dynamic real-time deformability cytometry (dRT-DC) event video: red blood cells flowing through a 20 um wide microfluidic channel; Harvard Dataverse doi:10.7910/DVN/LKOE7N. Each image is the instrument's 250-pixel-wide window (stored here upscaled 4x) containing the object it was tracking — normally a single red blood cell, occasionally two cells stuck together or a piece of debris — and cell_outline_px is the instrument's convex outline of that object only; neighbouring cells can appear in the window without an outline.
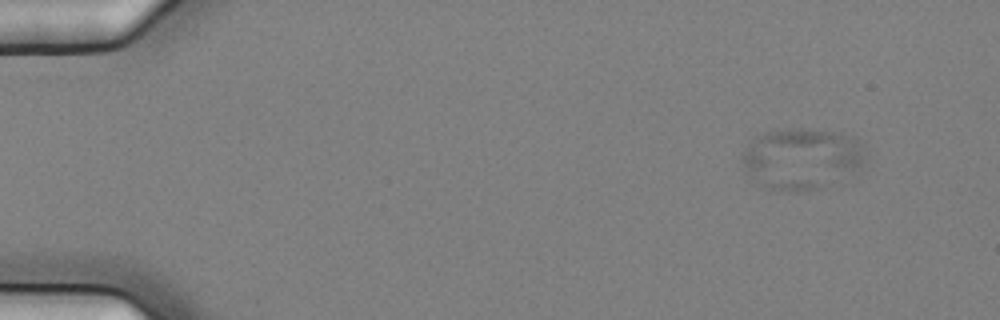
{"species": "common noctule bat (a hibernating species)", "species_latin": "Nyctalus noctula", "temperature_condition": "cold", "stored_images_in_passage": 7, "camera_frame_rate_fps": 3000, "um_per_image_px": 0.085, "animal": {"sex": "female", "body_mass_g": 25.1}, "frame": {"image": 1, "passage_image": 2, "time_ms": 0.333, "image_size_px": [1000, 320], "cell_outline_px": [[864, 164], [856, 180], [804, 192], [768, 192], [760, 184], [740, 160], [740, 156], [748, 144], [756, 136], [764, 132], [796, 128], [800, 128], [840, 132], [856, 136], [864, 144]], "centroid_in_image_um": [68.29, 13.54], "position_along_channel_um": 16.7, "area_um2": 46.07}}
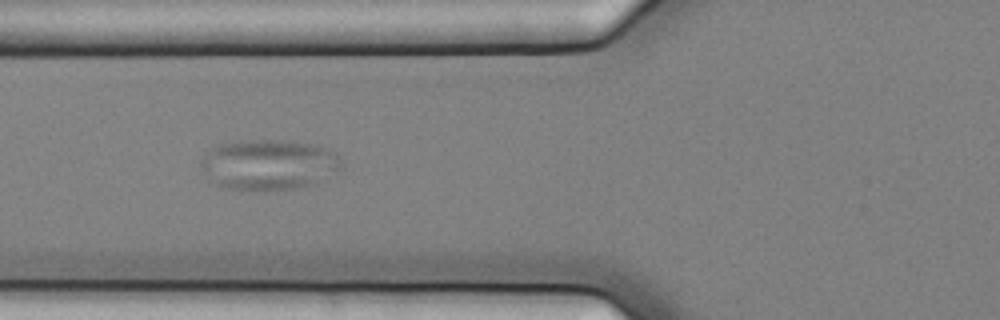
{"frame": {"image": 2, "passage_image": 6, "time_ms": 1.667, "image_size_px": [1000, 320], "cell_outline_px": [[344, 168], [316, 184], [296, 188], [220, 188], [208, 180], [200, 164], [200, 160], [212, 148], [220, 144], [240, 140], [292, 140], [316, 144], [328, 148], [336, 152], [340, 156], [344, 164]], "centroid_in_image_um": [22.91, 13.96], "position_along_channel_um": 102.9, "area_um2": 41.67}}
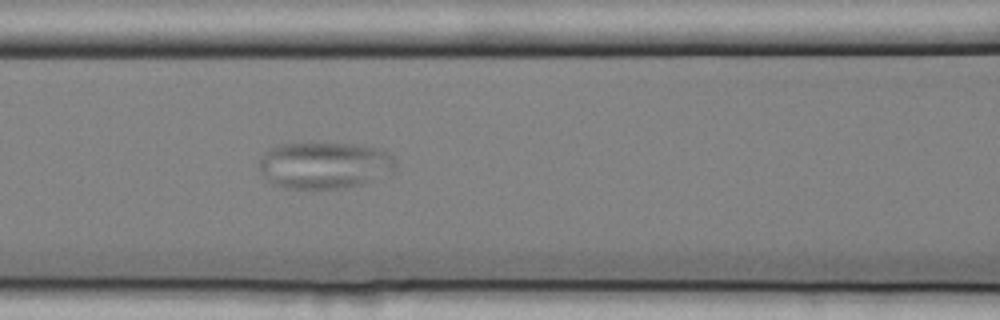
{"frame": {"image": 3, "passage_image": 7, "time_ms": 2.0, "image_size_px": [1000, 320], "cell_outline_px": [[396, 164], [392, 172], [360, 184], [344, 188], [284, 188], [272, 184], [268, 180], [260, 168], [260, 160], [264, 152], [268, 148], [276, 144], [352, 144], [376, 148], [388, 152], [392, 156]], "centroid_in_image_um": [27.55, 14.04], "position_along_channel_um": 139.0, "area_um2": 36.7}}